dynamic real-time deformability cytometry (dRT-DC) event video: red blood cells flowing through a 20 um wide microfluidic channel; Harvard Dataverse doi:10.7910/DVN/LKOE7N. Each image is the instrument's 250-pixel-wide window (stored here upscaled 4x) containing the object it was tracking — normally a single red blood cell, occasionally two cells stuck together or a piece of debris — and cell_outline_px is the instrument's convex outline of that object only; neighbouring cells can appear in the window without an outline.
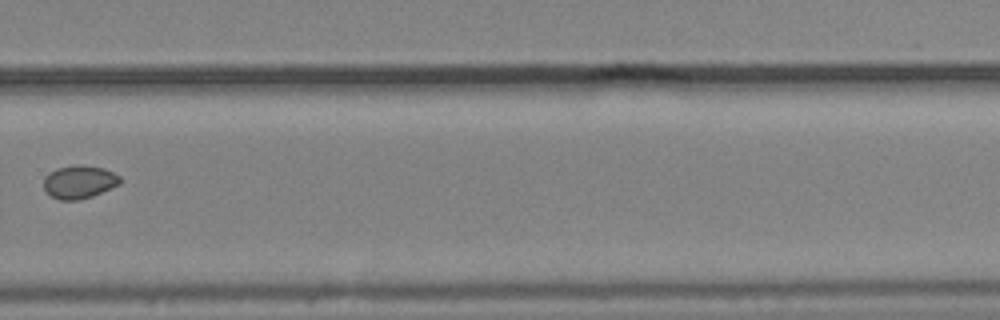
{"species": "common noctule bat (a hibernating species)", "species_latin": "Nyctalus noctula", "temperature_condition": "cold", "stored_images_in_passage": 12, "camera_frame_rate_fps": 3000, "um_per_image_px": 0.085, "animal": {"sex": "male", "body_mass_g": 19.2, "forearm_length_mm": 51.8}, "frame": {"image": 1, "passage_image": 9, "time_ms": 2.667, "image_size_px": [1000, 320], "cell_outline_px": [[120, 184], [112, 188], [92, 196], [80, 200], [60, 200], [52, 196], [44, 188], [44, 176], [48, 172], [56, 168], [76, 164], [80, 164], [104, 168], [120, 176]], "centroid_in_image_um": [6.73, 15.45], "position_along_channel_um": 323.1, "area_um2": 14.85}}
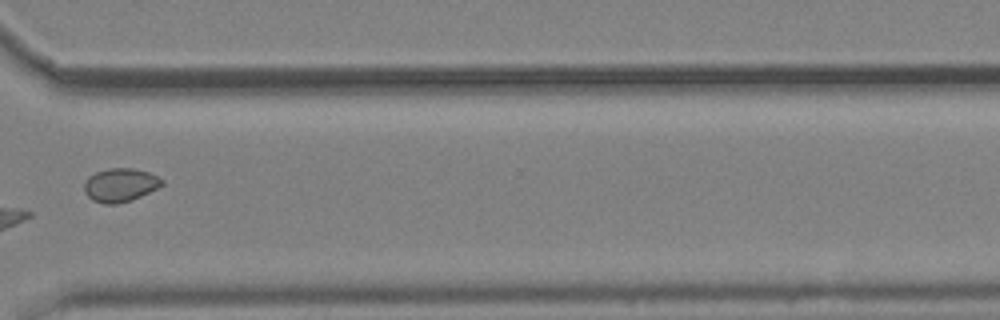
{"frame": {"image": 2, "passage_image": 10, "time_ms": 3.0, "image_size_px": [1000, 320], "cell_outline_px": [[164, 184], [140, 196], [116, 204], [104, 204], [92, 200], [84, 192], [84, 184], [88, 176], [96, 172], [108, 168], [132, 168], [148, 172], [164, 180]], "centroid_in_image_um": [10.19, 15.71], "position_along_channel_um": 360.4, "area_um2": 15.03}}